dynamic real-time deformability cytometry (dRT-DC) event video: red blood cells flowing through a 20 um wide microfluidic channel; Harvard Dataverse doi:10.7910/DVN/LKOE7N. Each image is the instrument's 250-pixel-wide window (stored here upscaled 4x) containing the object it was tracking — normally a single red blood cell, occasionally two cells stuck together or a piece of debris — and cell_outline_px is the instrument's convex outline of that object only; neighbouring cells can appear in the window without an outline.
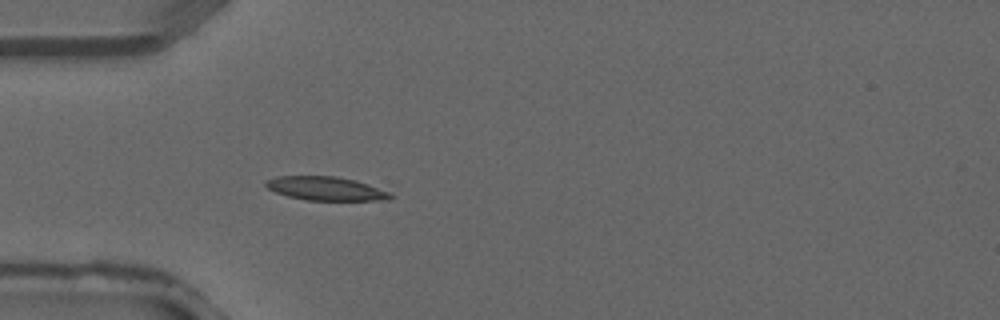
{"species": "common noctule bat (a hibernating species)", "species_latin": "Nyctalus noctula", "temperature_condition": "warm", "stored_images_in_passage": 2, "camera_frame_rate_fps": 3000, "um_per_image_px": 0.085, "animal": {"sex": "male", "forearm_length_mm": 52.5}, "frame": {"image": 1, "passage_image": 2, "time_ms": 0.333, "image_size_px": [1000, 320], "cell_outline_px": [[396, 196], [392, 200], [304, 200], [288, 196], [276, 192], [268, 188], [264, 184], [264, 180], [276, 176], [336, 176], [396, 184]], "centroid_in_image_um": [28.14, 16.0], "position_along_channel_um": 56.9, "area_um2": 19.19}}